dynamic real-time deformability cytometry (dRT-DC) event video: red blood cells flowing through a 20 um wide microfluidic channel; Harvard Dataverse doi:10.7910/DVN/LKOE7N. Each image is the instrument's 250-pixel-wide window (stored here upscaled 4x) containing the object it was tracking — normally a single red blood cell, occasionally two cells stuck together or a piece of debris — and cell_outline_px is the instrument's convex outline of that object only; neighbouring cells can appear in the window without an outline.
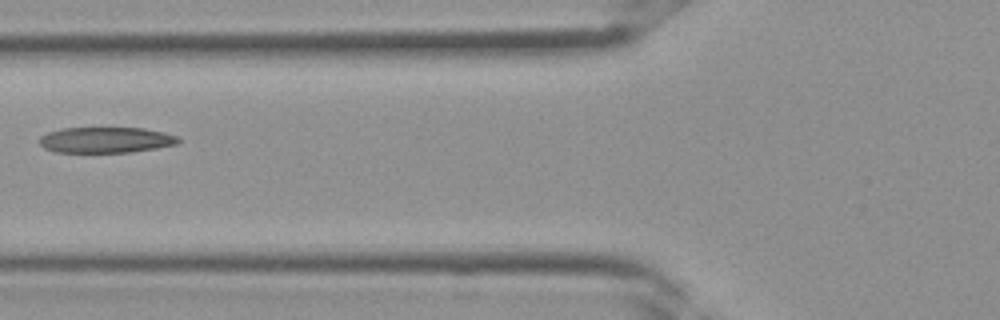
{"species": "Egyptian fruit bat (a non-hibernating species)", "species_latin": "Rousettus aegyptiacus", "temperature_condition": "room temperature", "stored_images_in_passage": 3, "camera_frame_rate_fps": 3000, "um_per_image_px": 0.085, "frame": {"image": 1, "passage_image": 3, "time_ms": 0.667, "image_size_px": [1000, 320], "cell_outline_px": [[180, 140], [176, 144], [156, 148], [128, 152], [56, 152], [44, 148], [40, 144], [40, 136], [48, 132], [64, 128], [144, 128], [164, 132], [176, 136]], "centroid_in_image_um": [8.98, 11.89], "position_along_channel_um": 116.8, "area_um2": 20.69}}